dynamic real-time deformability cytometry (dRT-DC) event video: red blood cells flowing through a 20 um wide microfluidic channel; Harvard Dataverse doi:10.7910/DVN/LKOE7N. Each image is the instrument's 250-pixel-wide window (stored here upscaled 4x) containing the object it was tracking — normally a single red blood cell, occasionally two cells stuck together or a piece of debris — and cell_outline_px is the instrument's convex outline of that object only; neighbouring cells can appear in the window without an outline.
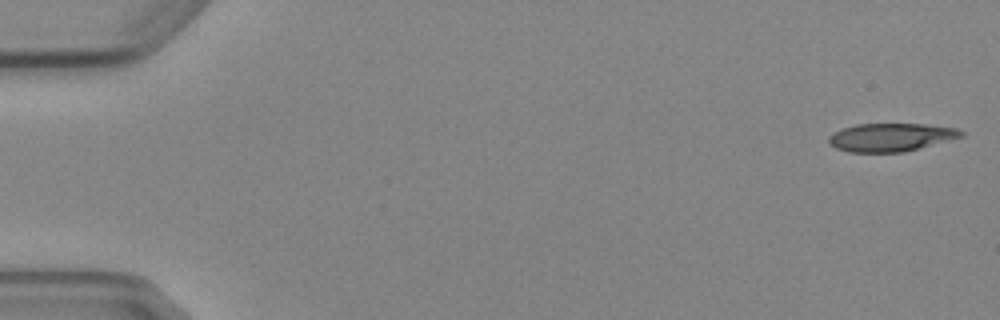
{"species": "Egyptian fruit bat (a non-hibernating species)", "species_latin": "Rousettus aegyptiacus", "temperature_condition": "cold", "stored_images_in_passage": 4, "camera_frame_rate_fps": 3000, "um_per_image_px": 0.085, "animal": {"sex": "female"}, "frame": {"image": 1, "passage_image": 1, "time_ms": 0.0, "image_size_px": [1000, 320], "cell_outline_px": [[964, 136], [904, 152], [848, 152], [836, 148], [828, 144], [828, 136], [844, 128], [856, 124], [924, 124], [956, 128], [964, 132]], "centroid_in_image_um": [75.71, 11.67], "position_along_channel_um": 9.3, "area_um2": 21.62}}
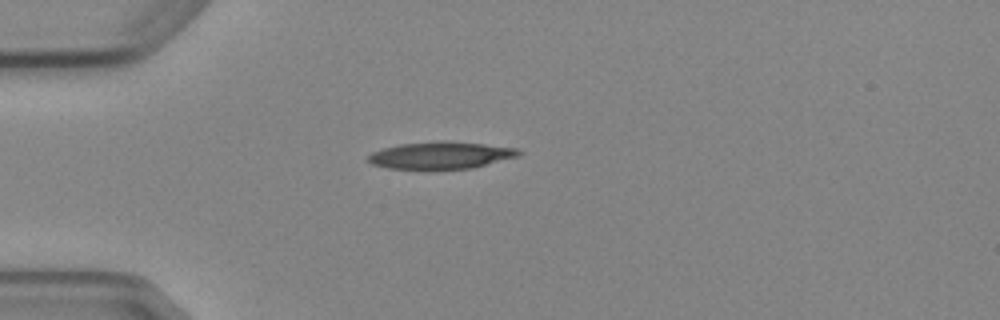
{"frame": {"image": 2, "passage_image": 4, "time_ms": 4.333, "image_size_px": [1000, 320], "cell_outline_px": [[524, 152], [520, 156], [472, 168], [432, 172], [388, 168], [372, 164], [364, 160], [372, 152], [384, 148], [400, 144], [440, 140], [448, 140], [520, 148]], "centroid_in_image_um": [37.47, 13.23], "position_along_channel_um": 47.5, "area_um2": 25.09}}